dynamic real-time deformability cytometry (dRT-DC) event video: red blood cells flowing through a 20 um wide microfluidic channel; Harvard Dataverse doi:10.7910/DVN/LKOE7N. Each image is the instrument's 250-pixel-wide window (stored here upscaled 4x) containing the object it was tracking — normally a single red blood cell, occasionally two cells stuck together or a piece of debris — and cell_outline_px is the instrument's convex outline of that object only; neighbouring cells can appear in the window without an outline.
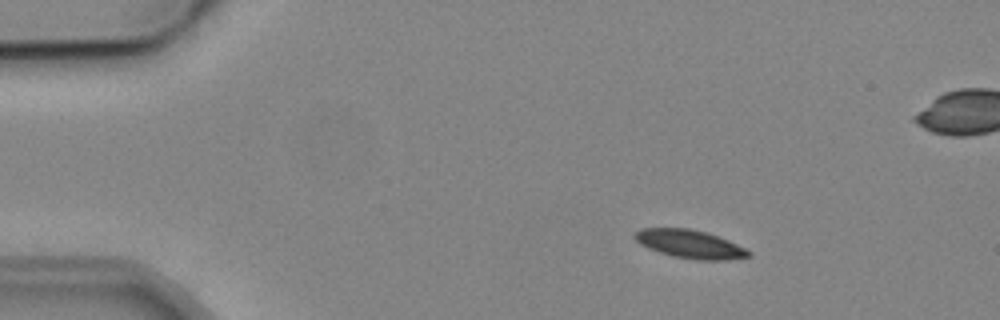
{"species": "common noctule bat (a hibernating species)", "species_latin": "Nyctalus noctula", "temperature_condition": "cold", "stored_images_in_passage": 4, "camera_frame_rate_fps": 3000, "um_per_image_px": 0.085, "animal": {"sex": "male", "body_mass_g": 19.2, "forearm_length_mm": 51.8}, "frame": {"image": 1, "passage_image": 2, "time_ms": 1.0, "image_size_px": [1000, 320], "cell_outline_px": [[752, 256], [728, 260], [696, 260], [672, 256], [648, 248], [640, 244], [632, 236], [640, 228], [688, 228], [704, 232], [728, 240], [752, 252]], "centroid_in_image_um": [58.63, 20.75], "position_along_channel_um": 26.4, "area_um2": 18.73}}